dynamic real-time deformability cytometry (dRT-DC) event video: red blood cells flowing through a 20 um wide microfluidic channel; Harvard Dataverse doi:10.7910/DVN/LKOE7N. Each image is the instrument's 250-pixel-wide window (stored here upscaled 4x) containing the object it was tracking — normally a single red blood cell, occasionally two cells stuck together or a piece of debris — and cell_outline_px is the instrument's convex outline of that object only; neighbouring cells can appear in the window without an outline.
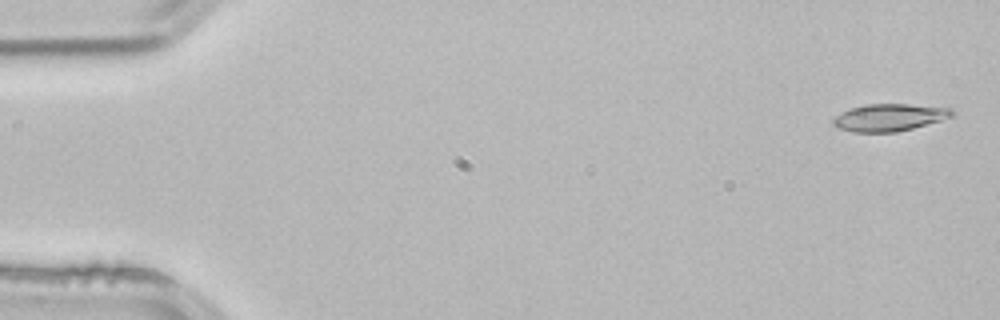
{"species": "common noctule bat (a hibernating species)", "species_latin": "Nyctalus noctula", "temperature_condition": "room temperature", "stored_images_in_passage": 4, "camera_frame_rate_fps": 3000, "um_per_image_px": 0.085, "animal": {"sex": "male", "body_mass_g": 21.5, "forearm_length_mm": 52.0}, "frame": {"image": 1, "passage_image": 1, "time_ms": 0.0, "image_size_px": [1000, 320], "cell_outline_px": [[952, 116], [940, 120], [912, 128], [896, 132], [852, 132], [840, 128], [832, 124], [832, 120], [836, 116], [852, 108], [864, 104], [908, 104], [952, 108]], "centroid_in_image_um": [75.57, 9.98], "position_along_channel_um": 9.4, "area_um2": 18.55}}